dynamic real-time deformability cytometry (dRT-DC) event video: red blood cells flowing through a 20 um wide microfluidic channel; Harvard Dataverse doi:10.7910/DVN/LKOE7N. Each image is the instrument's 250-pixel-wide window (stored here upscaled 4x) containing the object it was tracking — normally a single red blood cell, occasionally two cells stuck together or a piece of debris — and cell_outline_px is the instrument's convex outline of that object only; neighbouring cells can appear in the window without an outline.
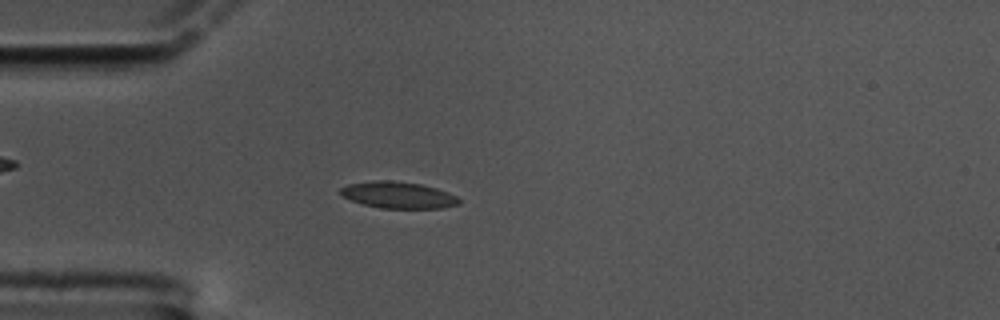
{"species": "common noctule bat (a hibernating species)", "species_latin": "Nyctalus noctula", "temperature_condition": "cold", "stored_images_in_passage": 59, "camera_frame_rate_fps": 3000, "um_per_image_px": 0.085, "animal": {"sex": "male", "body_mass_g": 17.5, "forearm_length_mm": 52.3}, "frame": {"image": 1, "passage_image": 16, "time_ms": 5.0, "image_size_px": [1000, 320], "cell_outline_px": [[460, 204], [444, 208], [380, 208], [364, 204], [352, 200], [344, 196], [340, 192], [340, 188], [348, 184], [376, 180], [392, 180], [420, 184], [436, 188], [448, 192], [456, 196], [460, 200]], "centroid_in_image_um": [33.88, 16.57], "position_along_channel_um": 51.1, "area_um2": 18.26}}
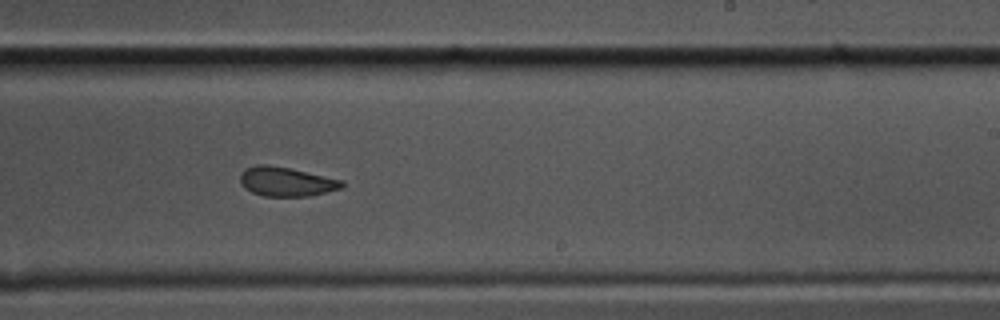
{"frame": {"image": 2, "passage_image": 36, "time_ms": 11.667, "image_size_px": [1000, 320], "cell_outline_px": [[344, 184], [340, 188], [308, 196], [264, 196], [252, 192], [244, 188], [240, 184], [240, 176], [244, 168], [256, 164], [268, 164], [288, 168], [344, 180]], "centroid_in_image_um": [24.28, 15.43], "position_along_channel_um": 264.7, "area_um2": 17.28}}
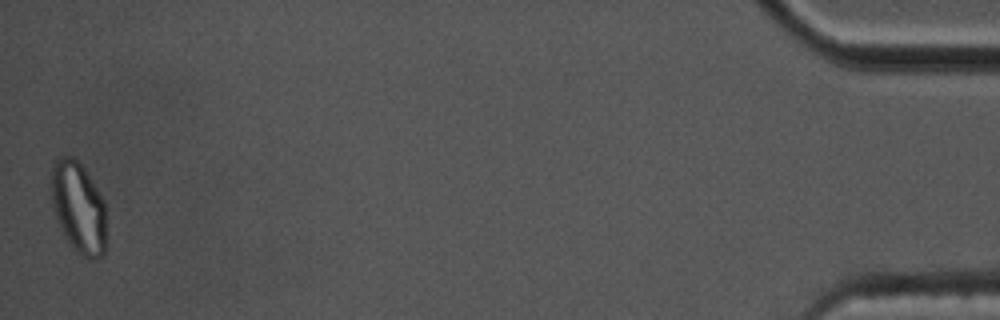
{"frame": {"image": 3, "passage_image": 59, "time_ms": 19.333, "image_size_px": [1000, 320], "cell_outline_px": [[104, 256], [96, 260], [88, 260], [76, 252], [68, 244], [56, 220], [52, 208], [52, 164], [56, 160], [64, 156], [72, 156], [84, 168], [104, 200]], "centroid_in_image_um": [6.65, 17.69], "position_along_channel_um": 428.5, "area_um2": 29.3}, "authors_computed_cell_mechanics": {"area_um2": 17.918, "velocity_mm_per_s": 3.353, "shape_relaxation_time_tau1_ms": null, "shape_relaxation_time_tau2_ms": 1.9799, "deformation_change_tau1": null, "deformation_change_tau2": 0.0801}}